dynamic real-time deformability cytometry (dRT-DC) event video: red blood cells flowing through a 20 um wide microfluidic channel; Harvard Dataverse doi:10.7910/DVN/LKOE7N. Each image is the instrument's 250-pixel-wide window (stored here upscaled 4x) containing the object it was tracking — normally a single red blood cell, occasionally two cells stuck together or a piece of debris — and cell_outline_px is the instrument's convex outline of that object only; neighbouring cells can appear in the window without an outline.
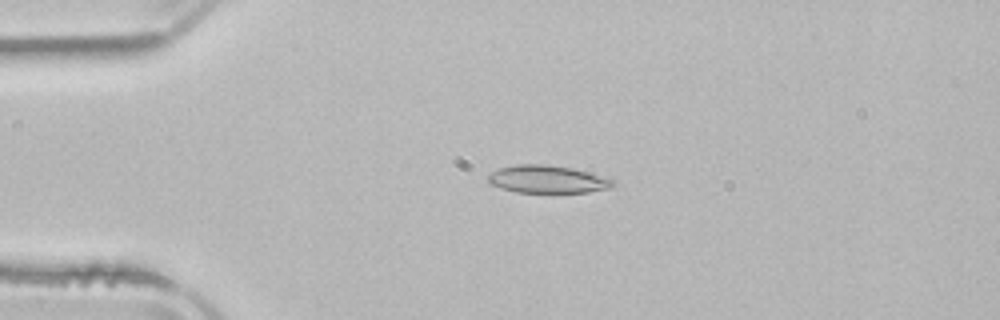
{"species": "common noctule bat (a hibernating species)", "species_latin": "Nyctalus noctula", "temperature_condition": "room temperature", "stored_images_in_passage": 48, "camera_frame_rate_fps": 3000, "um_per_image_px": 0.085, "animal": {"sex": "male", "body_mass_g": 21.5, "forearm_length_mm": 52.0}, "frame": {"image": 1, "passage_image": 8, "time_ms": 2.333, "image_size_px": [1000, 320], "cell_outline_px": [[616, 180], [612, 188], [588, 192], [516, 192], [492, 184], [488, 180], [488, 176], [492, 172], [500, 168], [516, 164], [548, 164], [572, 168]], "centroid_in_image_um": [46.57, 15.23], "position_along_channel_um": 38.4, "area_um2": 19.94}}
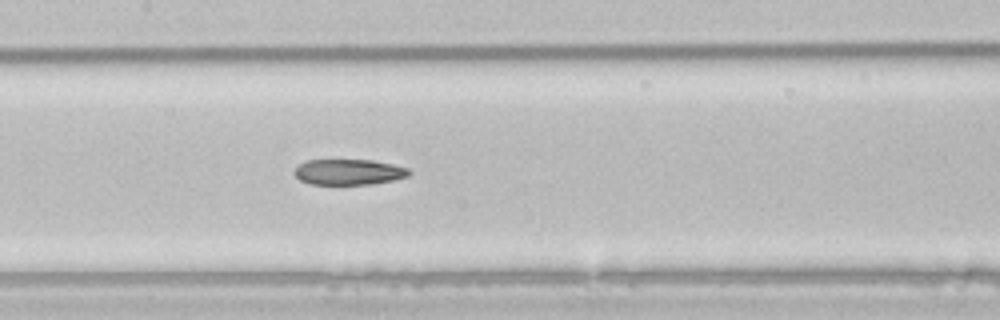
{"frame": {"image": 2, "passage_image": 21, "time_ms": 6.667, "image_size_px": [1000, 320], "cell_outline_px": [[412, 172], [408, 176], [392, 180], [372, 184], [308, 184], [300, 180], [292, 172], [300, 164], [308, 160], [372, 160], [392, 164], [408, 168]], "centroid_in_image_um": [29.64, 14.62], "position_along_channel_um": 177.8, "area_um2": 17.11}}
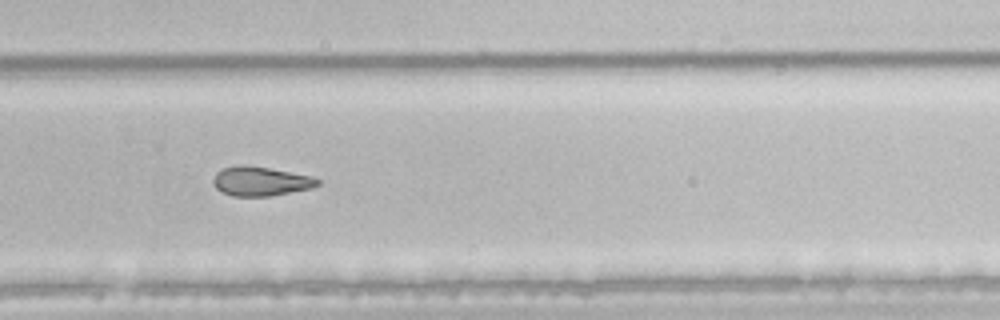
{"frame": {"image": 3, "passage_image": 31, "time_ms": 10.0, "image_size_px": [1000, 320], "cell_outline_px": [[320, 184], [312, 188], [268, 196], [232, 196], [220, 192], [212, 184], [212, 180], [216, 172], [224, 168], [240, 164], [244, 164], [268, 168], [312, 176], [320, 180]], "centroid_in_image_um": [22.11, 15.4], "position_along_channel_um": 307.7, "area_um2": 17.86}, "authors_computed_cell_mechanics": {"area_um2": 19.8254, "velocity_mm_per_s": 3.9116, "shape_relaxation_time_tau1_ms": null, "shape_relaxation_time_tau2_ms": 9.1342, "deformation_change_tau1": null, "deformation_change_tau2": 0.1787}}